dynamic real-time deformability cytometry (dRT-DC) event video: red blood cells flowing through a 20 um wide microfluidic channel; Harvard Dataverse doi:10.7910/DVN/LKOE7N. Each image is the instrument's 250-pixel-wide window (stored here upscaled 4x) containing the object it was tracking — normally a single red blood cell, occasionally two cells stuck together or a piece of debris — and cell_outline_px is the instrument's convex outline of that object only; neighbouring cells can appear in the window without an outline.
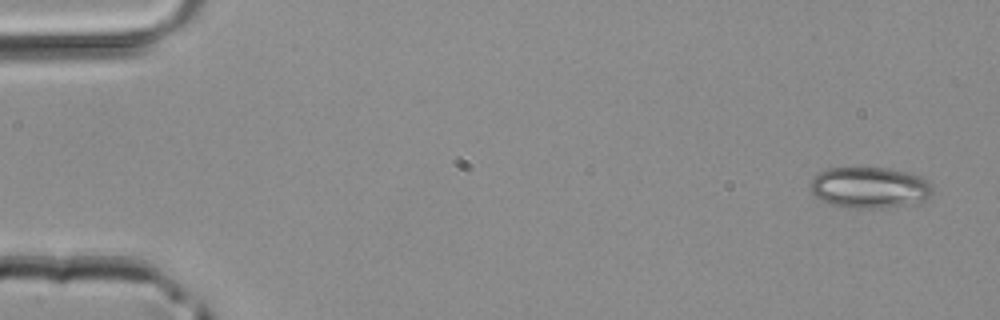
{"species": "common noctule bat (a hibernating species)", "species_latin": "Nyctalus noctula", "temperature_condition": "room temperature", "stored_images_in_passage": 4, "camera_frame_rate_fps": 3000, "um_per_image_px": 0.085, "animal": {"sex": "male", "body_mass_g": 20.4}, "frame": {"image": 1, "passage_image": 1, "time_ms": 0.0, "image_size_px": [1000, 320], "cell_outline_px": [[932, 196], [924, 200], [904, 204], [880, 208], [848, 208], [832, 204], [816, 196], [812, 192], [812, 180], [820, 172], [828, 168], [888, 168], [908, 172], [920, 176], [928, 180], [932, 184]], "centroid_in_image_um": [73.96, 15.93], "position_along_channel_um": 11.0, "area_um2": 28.96}}